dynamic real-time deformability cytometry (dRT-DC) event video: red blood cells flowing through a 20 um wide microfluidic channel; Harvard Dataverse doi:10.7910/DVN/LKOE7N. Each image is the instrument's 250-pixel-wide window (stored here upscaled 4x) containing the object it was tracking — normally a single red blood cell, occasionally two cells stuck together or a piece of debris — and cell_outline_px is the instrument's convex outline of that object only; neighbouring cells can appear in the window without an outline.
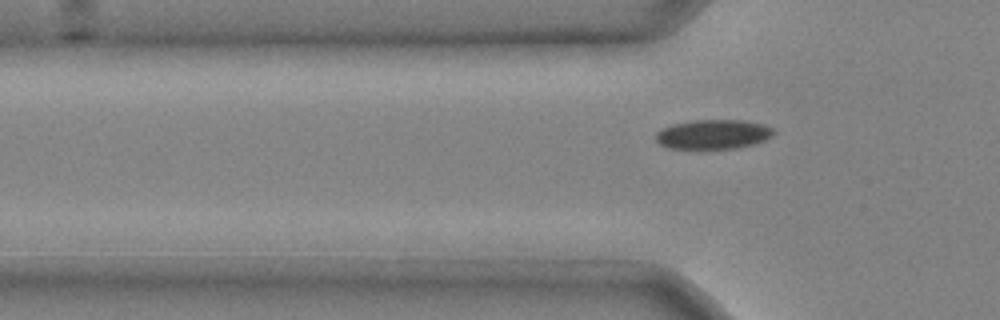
{"species": "common noctule bat (a hibernating species)", "species_latin": "Nyctalus noctula", "temperature_condition": "cold", "stored_images_in_passage": 6, "camera_frame_rate_fps": 3000, "um_per_image_px": 0.085, "animal": {"sex": "male", "body_mass_g": 20.4}, "frame": {"image": 1, "passage_image": 6, "time_ms": 1.667, "image_size_px": [1000, 320], "cell_outline_px": [[776, 132], [772, 136], [764, 140], [752, 144], [736, 148], [668, 148], [660, 144], [656, 140], [656, 132], [672, 124], [692, 120], [740, 120], [764, 124], [772, 128]], "centroid_in_image_um": [60.62, 11.4], "position_along_channel_um": 65.2, "area_um2": 20.06}}